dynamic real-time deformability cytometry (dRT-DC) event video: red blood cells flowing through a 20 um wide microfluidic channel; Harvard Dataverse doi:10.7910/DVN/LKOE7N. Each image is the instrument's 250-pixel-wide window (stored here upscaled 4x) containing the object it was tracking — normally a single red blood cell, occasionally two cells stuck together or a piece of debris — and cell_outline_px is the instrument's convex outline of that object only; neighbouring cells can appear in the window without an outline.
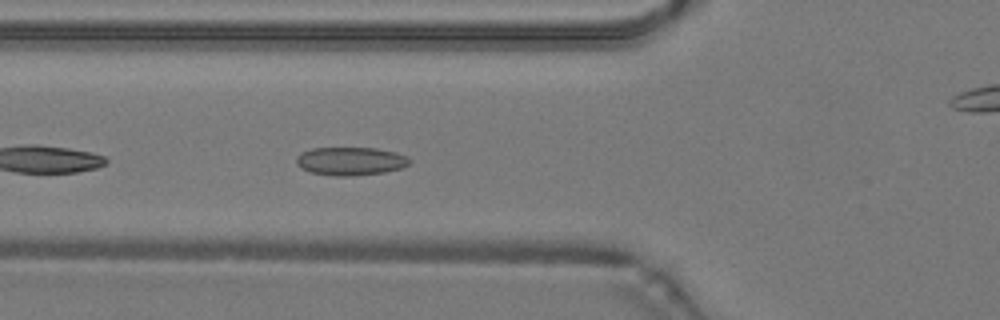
{"species": "common noctule bat (a hibernating species)", "species_latin": "Nyctalus noctula", "temperature_condition": "warm", "stored_images_in_passage": 36, "camera_frame_rate_fps": 3000, "um_per_image_px": 0.085, "animal": {"sex": "male", "body_mass_g": 19.2, "forearm_length_mm": 51.8}, "frame": {"image": 1, "passage_image": 4, "time_ms": 1.0, "image_size_px": [1000, 320], "cell_outline_px": [[412, 160], [408, 164], [400, 168], [384, 172], [352, 176], [336, 176], [312, 172], [300, 168], [296, 164], [296, 156], [300, 152], [312, 148], [376, 148], [396, 152], [408, 156]], "centroid_in_image_um": [29.78, 13.69], "position_along_channel_um": 96.0, "area_um2": 18.73}}
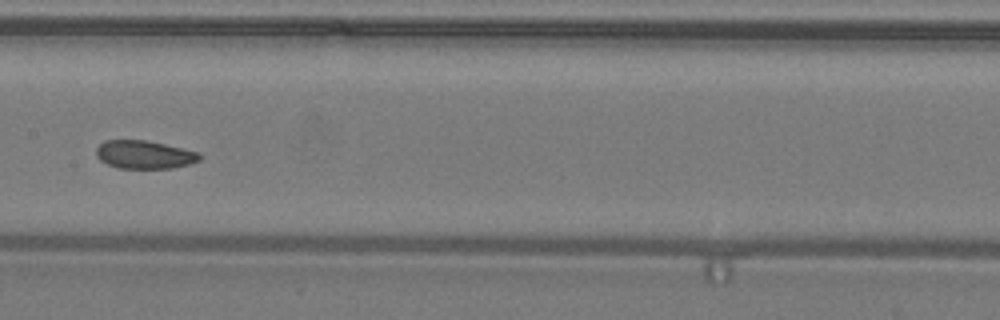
{"frame": {"image": 2, "passage_image": 11, "time_ms": 3.333, "image_size_px": [1000, 320], "cell_outline_px": [[200, 160], [188, 164], [172, 168], [120, 168], [108, 164], [100, 160], [96, 156], [96, 148], [104, 140], [144, 140], [164, 144], [196, 152], [200, 156]], "centroid_in_image_um": [12.21, 13.14], "position_along_channel_um": 195.2, "area_um2": 16.7}}
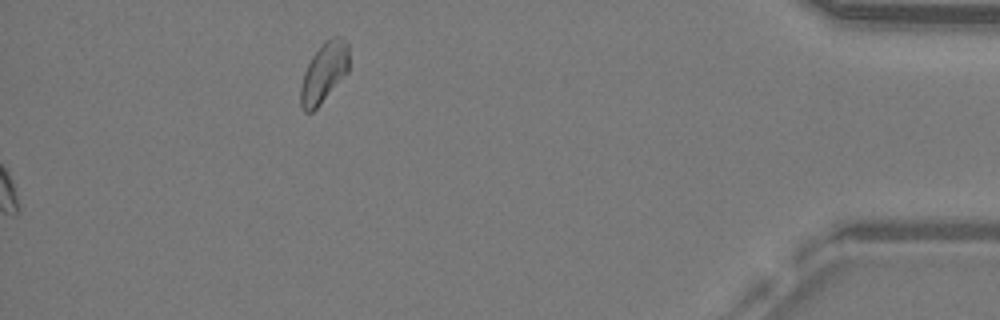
{"frame": {"image": 3, "passage_image": 36, "time_ms": 11.667, "image_size_px": [1000, 320], "cell_outline_px": [[348, 72], [320, 104], [312, 112], [304, 112], [300, 108], [300, 84], [304, 72], [312, 56], [324, 40], [332, 36], [344, 36], [348, 40]], "centroid_in_image_um": [27.53, 6.14], "position_along_channel_um": 407.7, "area_um2": 17.17}, "authors_computed_cell_mechanics": {"area_um2": 17.6868, "velocity_mm_per_s": 4.2339, "shape_relaxation_time_tau1_ms": 4.1627, "shape_relaxation_time_tau2_ms": 2.5632, "deformation_change_tau1": 0.0748, "deformation_change_tau2": 0.0698}}